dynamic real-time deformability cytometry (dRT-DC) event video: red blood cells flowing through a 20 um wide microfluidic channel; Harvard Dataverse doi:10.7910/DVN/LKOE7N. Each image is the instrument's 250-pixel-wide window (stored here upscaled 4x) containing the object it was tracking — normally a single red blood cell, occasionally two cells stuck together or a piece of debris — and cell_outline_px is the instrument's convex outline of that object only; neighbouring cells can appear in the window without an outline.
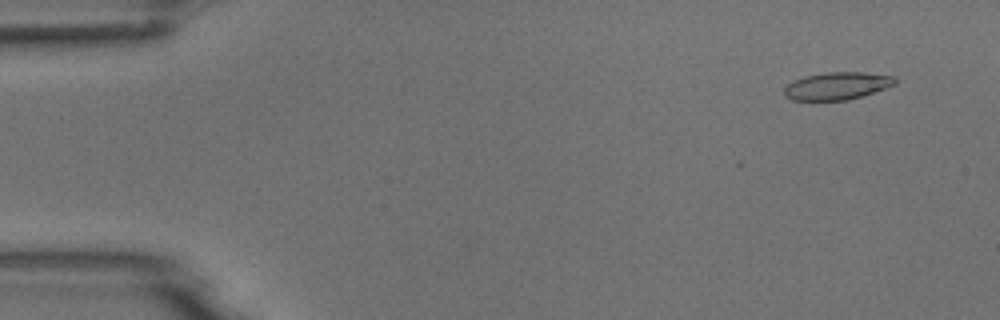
{"species": "common noctule bat (a hibernating species)", "species_latin": "Nyctalus noctula", "temperature_condition": "room temperature", "stored_images_in_passage": 5, "camera_frame_rate_fps": 3000, "um_per_image_px": 0.085, "animal": {"sex": "male", "body_mass_g": 18.8}, "frame": {"image": 1, "passage_image": 2, "time_ms": 1.0, "image_size_px": [1000, 320], "cell_outline_px": [[896, 84], [848, 100], [792, 100], [784, 96], [784, 88], [792, 80], [804, 76], [828, 72], [864, 72], [896, 76]], "centroid_in_image_um": [71.12, 7.29], "position_along_channel_um": 13.9, "area_um2": 17.74}}
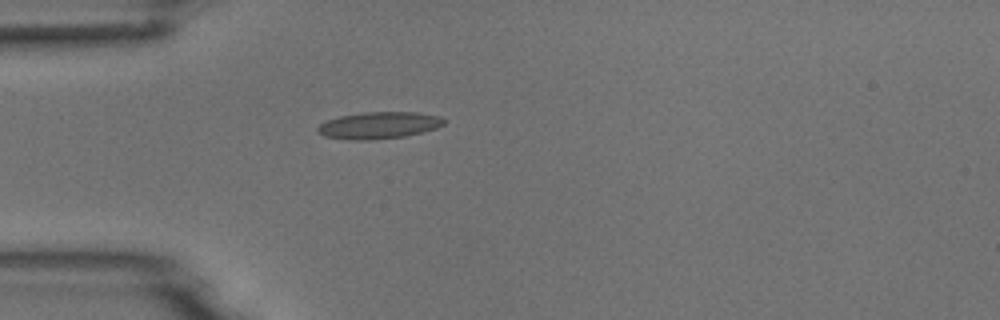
{"frame": {"image": 2, "passage_image": 5, "time_ms": 4.667, "image_size_px": [1000, 320], "cell_outline_px": [[448, 120], [444, 124], [436, 128], [404, 136], [372, 140], [348, 140], [324, 136], [316, 132], [316, 128], [320, 124], [328, 120], [340, 116], [364, 112], [416, 112], [440, 116]], "centroid_in_image_um": [32.19, 10.65], "position_along_channel_um": 52.8, "area_um2": 19.83}}